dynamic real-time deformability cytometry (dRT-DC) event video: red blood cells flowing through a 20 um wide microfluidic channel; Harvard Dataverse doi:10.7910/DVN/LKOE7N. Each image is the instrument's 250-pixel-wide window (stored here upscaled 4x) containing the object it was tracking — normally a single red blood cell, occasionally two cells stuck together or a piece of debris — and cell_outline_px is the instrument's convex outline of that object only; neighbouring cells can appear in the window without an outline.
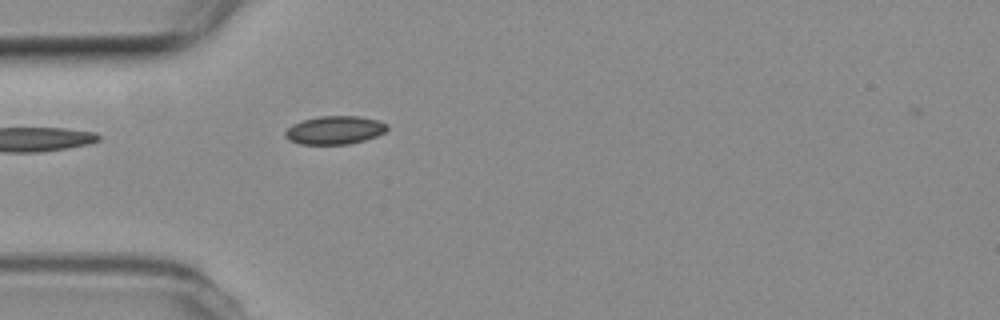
{"species": "common noctule bat (a hibernating species)", "species_latin": "Nyctalus noctula", "temperature_condition": "room temperature", "stored_images_in_passage": 1, "camera_frame_rate_fps": 3000, "um_per_image_px": 0.085, "animal": {"sex": "female", "body_mass_g": 19.3, "forearm_length_mm": 54.1}, "frame": {"image": 1, "passage_image": 1, "time_ms": 0.0, "image_size_px": [1000, 320], "cell_outline_px": [[388, 128], [384, 132], [376, 136], [364, 140], [348, 144], [300, 144], [288, 140], [284, 136], [284, 132], [292, 124], [304, 120], [320, 116], [360, 116], [376, 120], [388, 124]], "centroid_in_image_um": [28.43, 11.06], "position_along_channel_um": 56.6, "area_um2": 16.76}}